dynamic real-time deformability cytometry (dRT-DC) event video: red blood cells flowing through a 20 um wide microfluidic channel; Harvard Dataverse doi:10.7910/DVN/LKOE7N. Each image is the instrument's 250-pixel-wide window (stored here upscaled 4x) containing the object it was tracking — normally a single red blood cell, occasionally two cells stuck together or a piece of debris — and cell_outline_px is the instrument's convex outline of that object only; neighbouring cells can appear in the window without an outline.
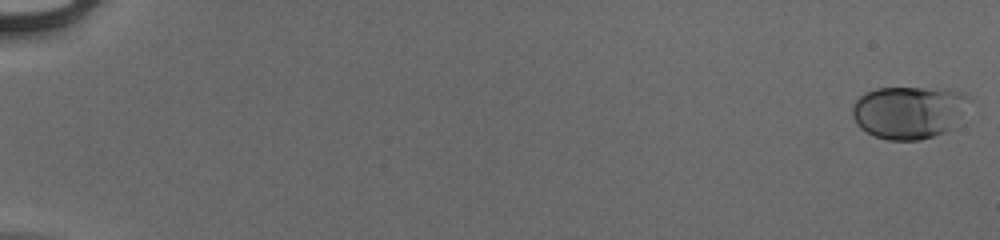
{"species": "human", "species_latin": "Homo sapiens", "temperature_condition": "cold", "stored_images_in_passage": 55, "camera_frame_rate_fps": 3000, "um_per_image_px": 0.085, "donor": {"sex": "male"}, "frame": {"image": 1, "passage_image": 1, "time_ms": 0.0, "image_size_px": [1000, 240], "cell_outline_px": [[972, 100], [956, 128], [920, 140], [888, 140], [872, 136], [860, 128], [852, 116], [852, 108], [856, 100], [864, 92], [876, 88], [924, 88], [964, 92]], "centroid_in_image_um": [77.28, 9.55], "position_along_channel_um": 7.7, "area_um2": 36.41}}
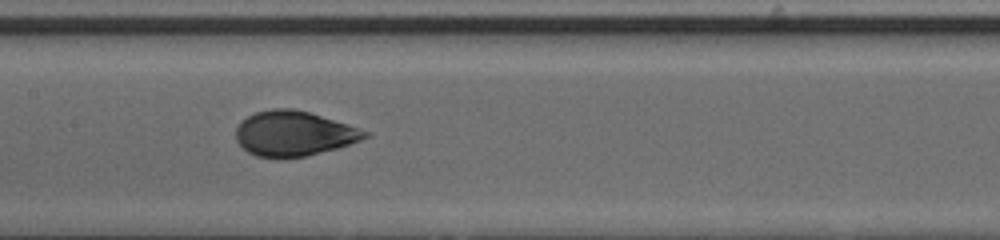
{"frame": {"image": 2, "passage_image": 30, "time_ms": 9.667, "image_size_px": [1000, 240], "cell_outline_px": [[372, 132], [368, 136], [360, 140], [336, 148], [304, 156], [256, 156], [248, 152], [236, 140], [236, 128], [248, 116], [256, 112], [272, 108], [292, 108], [308, 112], [348, 124]], "centroid_in_image_um": [24.99, 11.32], "position_along_channel_um": 182.4, "area_um2": 33.12}}
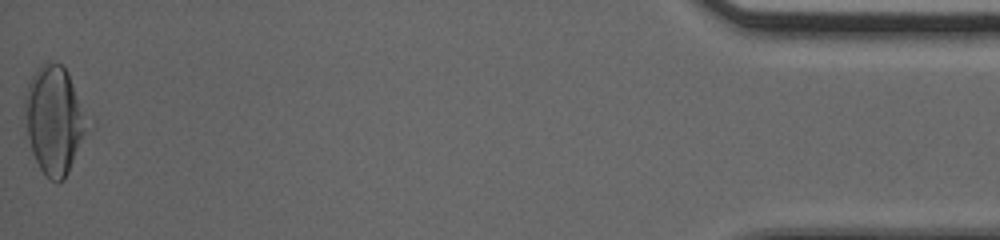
{"frame": {"image": 3, "passage_image": 55, "time_ms": 18.0, "image_size_px": [1000, 240], "cell_outline_px": [[84, 132], [68, 172], [64, 180], [60, 184], [56, 184], [44, 176], [32, 152], [24, 124], [24, 96], [28, 84], [36, 68], [44, 60], [48, 60], [60, 64], [68, 72], [76, 100]], "centroid_in_image_um": [4.46, 10.21], "position_along_channel_um": 430.7, "area_um2": 37.63}, "authors_computed_cell_mechanics": {"area_um2": 33.8708, "velocity_mm_per_s": 3.9529, "shape_relaxation_time_tau1_ms": 4.2624, "shape_relaxation_time_tau2_ms": null, "deformation_change_tau1": 0.1763, "deformation_change_tau2": null}}